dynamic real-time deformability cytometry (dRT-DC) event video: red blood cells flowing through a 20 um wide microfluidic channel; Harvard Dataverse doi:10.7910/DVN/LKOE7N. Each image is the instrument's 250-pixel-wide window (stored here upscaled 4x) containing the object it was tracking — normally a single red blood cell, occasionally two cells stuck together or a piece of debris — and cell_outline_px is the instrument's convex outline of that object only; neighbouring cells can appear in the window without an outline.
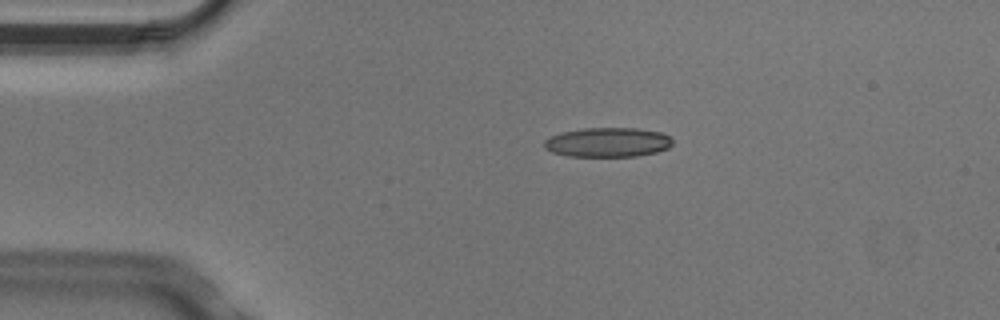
{"species": "Egyptian fruit bat (a non-hibernating species)", "species_latin": "Rousettus aegyptiacus", "temperature_condition": "cold", "stored_images_in_passage": 4, "camera_frame_rate_fps": 3000, "um_per_image_px": 0.085, "animal": {"sex": "male"}, "frame": {"image": 1, "passage_image": 1, "time_ms": 0.0, "image_size_px": [1000, 320], "cell_outline_px": [[672, 144], [668, 148], [656, 152], [636, 156], [568, 156], [552, 152], [544, 148], [544, 140], [552, 136], [564, 132], [584, 128], [636, 128], [660, 132], [668, 136], [672, 140]], "centroid_in_image_um": [51.65, 12.1], "position_along_channel_um": 33.3, "area_um2": 21.85}}
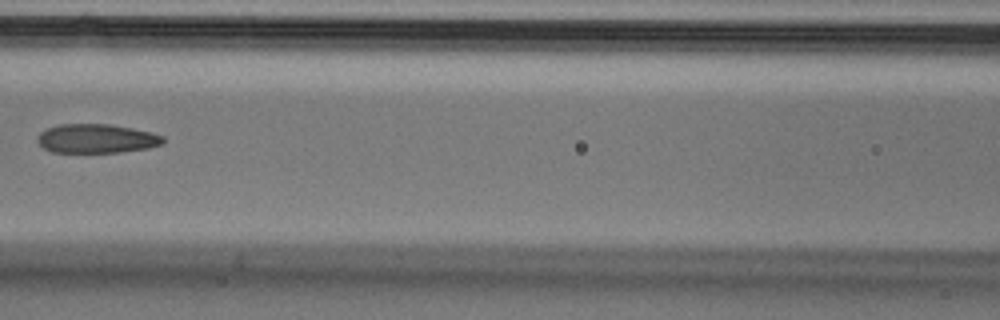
{"frame": {"image": 2, "passage_image": 4, "time_ms": 1.0, "image_size_px": [1000, 320], "cell_outline_px": [[164, 144], [148, 148], [120, 152], [52, 152], [44, 148], [36, 140], [36, 136], [40, 132], [48, 128], [60, 124], [112, 124], [152, 132], [164, 136]], "centroid_in_image_um": [8.22, 11.77], "position_along_channel_um": 158.4, "area_um2": 21.39}}